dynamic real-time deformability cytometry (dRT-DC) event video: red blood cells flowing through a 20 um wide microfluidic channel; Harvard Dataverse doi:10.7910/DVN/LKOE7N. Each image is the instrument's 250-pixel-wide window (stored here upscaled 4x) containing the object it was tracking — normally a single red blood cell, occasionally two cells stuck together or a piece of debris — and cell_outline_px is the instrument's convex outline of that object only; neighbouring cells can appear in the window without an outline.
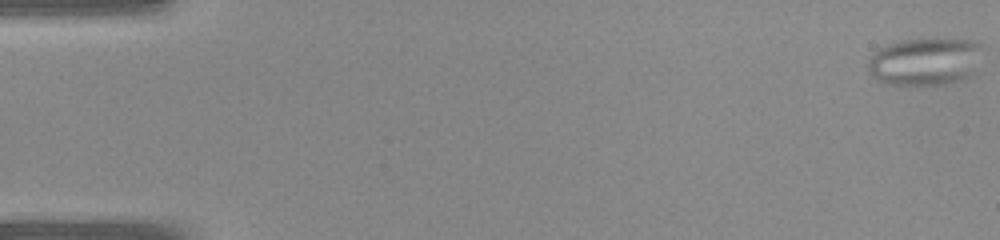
{"species": "common noctule bat (a hibernating species)", "species_latin": "Nyctalus noctula", "temperature_condition": "warm", "stored_images_in_passage": 41, "camera_frame_rate_fps": 3000, "um_per_image_px": 0.085, "animal": {"sex": "female", "body_mass_g": 22.0, "forearm_length_mm": 56.7}, "frame": {"image": 1, "passage_image": 1, "time_ms": 0.0, "image_size_px": [1000, 240], "cell_outline_px": [[984, 44], [968, 76], [960, 80], [944, 84], [892, 84], [876, 80], [872, 76], [868, 68], [868, 60], [880, 48], [900, 40], [972, 40]], "centroid_in_image_um": [78.58, 5.23], "position_along_channel_um": 6.4, "area_um2": 30.81}}
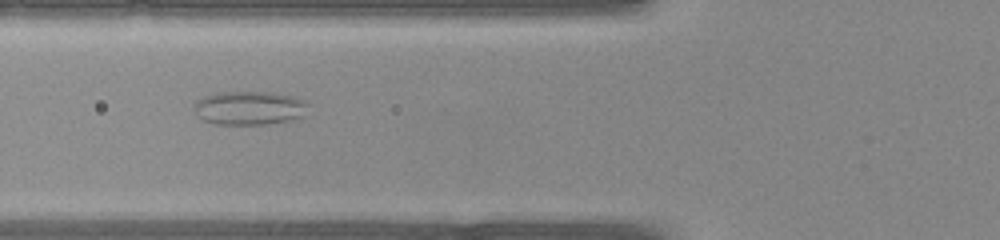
{"frame": {"image": 2, "passage_image": 16, "time_ms": 5.0, "image_size_px": [1000, 240], "cell_outline_px": [[308, 104], [304, 116], [288, 120], [264, 124], [216, 124], [204, 120], [196, 116], [196, 100], [204, 96], [216, 92], [272, 92], [292, 96], [304, 100]], "centroid_in_image_um": [21.19, 9.17], "position_along_channel_um": 104.6, "area_um2": 22.31}}
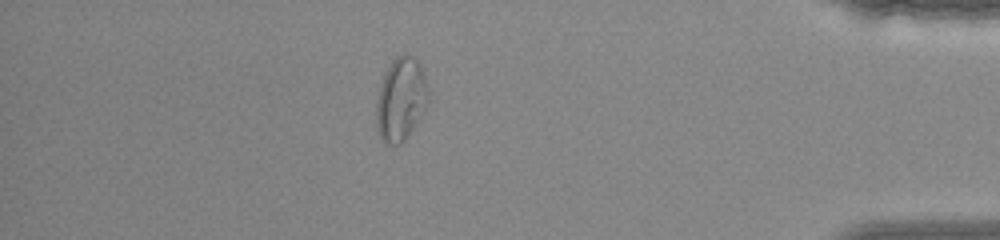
{"frame": {"image": 3, "passage_image": 36, "time_ms": 11.667, "image_size_px": [1000, 240], "cell_outline_px": [[428, 100], [424, 108], [404, 140], [400, 144], [384, 144], [376, 128], [376, 104], [380, 84], [392, 60], [396, 56], [404, 52], [412, 56], [420, 64], [428, 88]], "centroid_in_image_um": [34.04, 8.41], "position_along_channel_um": 401.2, "area_um2": 24.8}}